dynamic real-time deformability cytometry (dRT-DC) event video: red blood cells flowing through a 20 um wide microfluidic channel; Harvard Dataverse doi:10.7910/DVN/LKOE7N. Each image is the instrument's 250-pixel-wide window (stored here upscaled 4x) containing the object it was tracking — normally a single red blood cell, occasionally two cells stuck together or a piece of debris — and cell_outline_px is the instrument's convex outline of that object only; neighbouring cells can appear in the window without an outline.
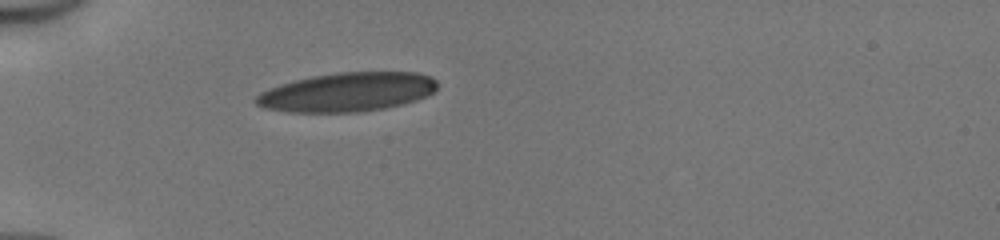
{"species": "human", "species_latin": "Homo sapiens", "temperature_condition": "cold", "stored_images_in_passage": 35, "camera_frame_rate_fps": 3000, "um_per_image_px": 0.085, "donor": {"sex": "male"}, "frame": {"image": 1, "passage_image": 1, "time_ms": 0.0, "image_size_px": [1000, 240], "cell_outline_px": [[436, 92], [416, 100], [384, 108], [360, 112], [288, 112], [264, 108], [256, 104], [252, 100], [260, 92], [268, 88], [280, 84], [312, 76], [336, 72], [416, 72], [432, 76], [436, 80]], "centroid_in_image_um": [29.5, 7.82], "position_along_channel_um": 55.5, "area_um2": 41.44}}
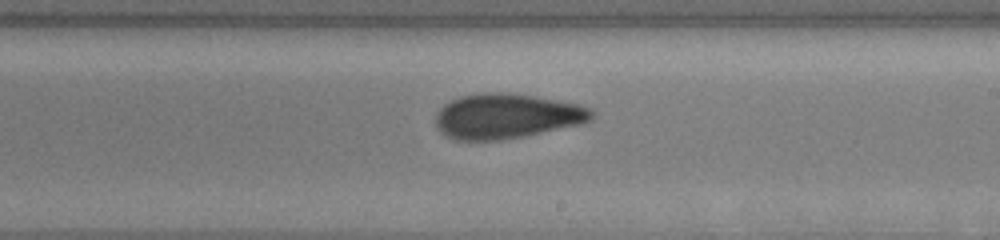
{"frame": {"image": 2, "passage_image": 16, "time_ms": 5.0, "image_size_px": [1000, 240], "cell_outline_px": [[596, 116], [592, 120], [580, 124], [524, 136], [500, 140], [456, 140], [444, 136], [436, 128], [436, 112], [444, 104], [460, 96], [484, 92], [516, 92], [580, 104], [592, 108], [596, 112]], "centroid_in_image_um": [43.09, 9.86], "position_along_channel_um": 245.9, "area_um2": 41.56}}
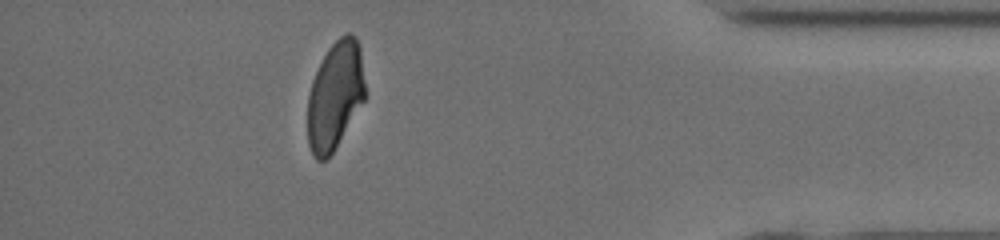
{"frame": {"image": 3, "passage_image": 30, "time_ms": 9.667, "image_size_px": [1000, 240], "cell_outline_px": [[364, 100], [336, 148], [324, 160], [316, 160], [308, 144], [308, 96], [312, 80], [328, 48], [340, 36], [348, 32], [352, 32], [356, 36], [360, 48], [364, 84]], "centroid_in_image_um": [28.47, 8.11], "position_along_channel_um": 406.7, "area_um2": 35.89}, "authors_computed_cell_mechanics": {"area_um2": 40.4022, "velocity_mm_per_s": 4.1695, "shape_relaxation_time_tau1_ms": 7.2994, "shape_relaxation_time_tau2_ms": 1.755, "deformation_change_tau1": 0.1786, "deformation_change_tau2": 0.0883}}